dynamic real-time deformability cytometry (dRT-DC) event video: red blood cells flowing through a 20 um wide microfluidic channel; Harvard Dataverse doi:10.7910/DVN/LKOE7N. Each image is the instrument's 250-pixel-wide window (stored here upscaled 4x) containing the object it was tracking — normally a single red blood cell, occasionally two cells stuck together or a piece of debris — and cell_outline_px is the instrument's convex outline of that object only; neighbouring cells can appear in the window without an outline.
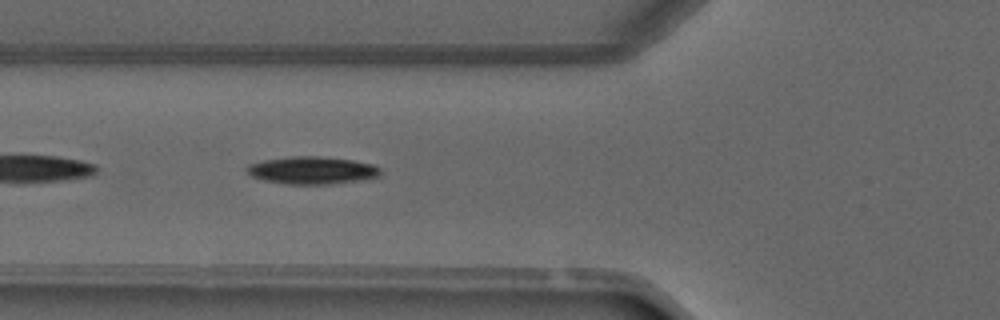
{"species": "common noctule bat (a hibernating species)", "species_latin": "Nyctalus noctula", "temperature_condition": "warm", "stored_images_in_passage": 5, "camera_frame_rate_fps": 3000, "um_per_image_px": 0.085, "animal": {"sex": "male", "forearm_length_mm": 52.5}, "frame": {"image": 1, "passage_image": 4, "time_ms": 3.667, "image_size_px": [1000, 320], "cell_outline_px": [[384, 172], [380, 176], [368, 180], [332, 184], [284, 184], [264, 180], [252, 176], [244, 168], [248, 164], [264, 160], [288, 156], [320, 156], [352, 160], [376, 164]], "centroid_in_image_um": [26.6, 14.48], "position_along_channel_um": 99.2, "area_um2": 21.96}}